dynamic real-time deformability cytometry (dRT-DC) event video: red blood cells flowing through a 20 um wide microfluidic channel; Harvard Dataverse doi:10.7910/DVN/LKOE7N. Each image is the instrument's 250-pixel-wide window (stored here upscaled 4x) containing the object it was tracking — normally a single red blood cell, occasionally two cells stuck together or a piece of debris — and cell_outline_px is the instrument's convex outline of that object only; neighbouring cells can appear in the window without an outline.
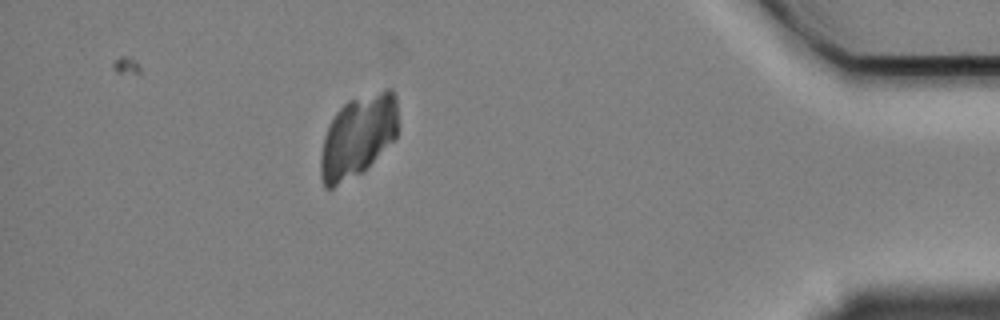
{"species": "Egyptian fruit bat (a non-hibernating species)", "species_latin": "Rousettus aegyptiacus", "temperature_condition": "cold", "stored_images_in_passage": 44, "camera_frame_rate_fps": 3000, "um_per_image_px": 0.085, "animal": {"sex": "female"}, "frame": {"image": 1, "passage_image": 38, "time_ms": 12.333, "image_size_px": [1000, 320], "cell_outline_px": [[396, 140], [360, 172], [332, 188], [324, 188], [320, 176], [320, 156], [324, 136], [328, 124], [336, 112], [348, 100], [388, 88], [392, 88], [396, 96]], "centroid_in_image_um": [30.4, 11.56], "position_along_channel_um": 404.8, "area_um2": 36.76}}